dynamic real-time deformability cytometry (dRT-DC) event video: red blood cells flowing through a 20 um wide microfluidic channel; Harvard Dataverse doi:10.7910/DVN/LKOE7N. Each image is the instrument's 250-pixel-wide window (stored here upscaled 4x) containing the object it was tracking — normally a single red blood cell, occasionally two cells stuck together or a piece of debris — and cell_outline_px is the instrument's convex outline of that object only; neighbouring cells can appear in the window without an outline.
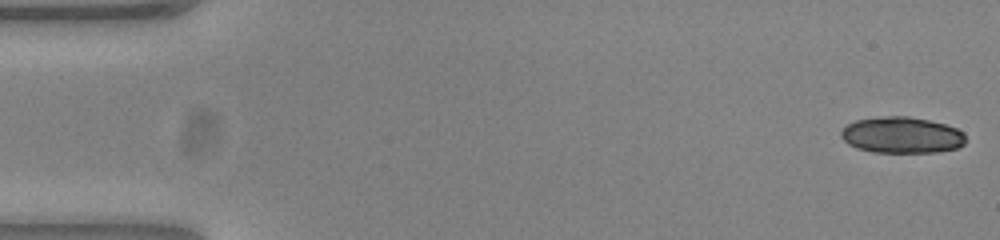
{"species": "common noctule bat (a hibernating species)", "species_latin": "Nyctalus noctula", "temperature_condition": "warm", "stored_images_in_passage": 53, "camera_frame_rate_fps": 3000, "um_per_image_px": 0.085, "animal": {"sex": "female", "body_mass_g": 23.0, "forearm_length_mm": 53.4}, "frame": {"image": 1, "passage_image": 1, "time_ms": 0.0, "image_size_px": [1000, 240], "cell_outline_px": [[964, 144], [956, 148], [936, 152], [872, 152], [856, 148], [848, 144], [840, 136], [840, 132], [848, 124], [856, 120], [888, 116], [908, 116], [928, 120], [944, 124], [956, 128], [964, 132]], "centroid_in_image_um": [76.63, 11.48], "position_along_channel_um": 8.4, "area_um2": 26.18}}
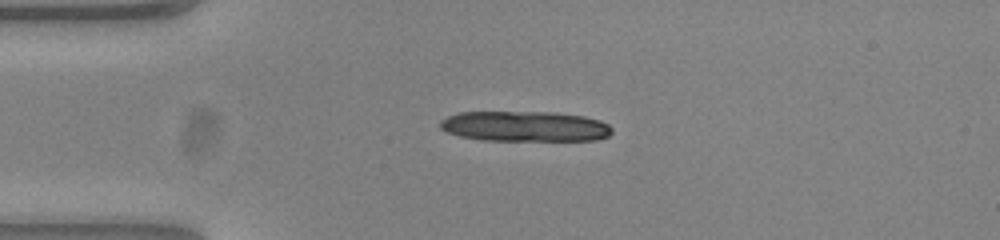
{"frame": {"image": 2, "passage_image": 12, "time_ms": 3.667, "image_size_px": [1000, 240], "cell_outline_px": [[612, 132], [608, 136], [596, 140], [484, 140], [460, 136], [448, 132], [440, 128], [440, 120], [448, 116], [460, 112], [552, 112], [584, 116], [600, 120], [608, 124], [612, 128]], "centroid_in_image_um": [44.63, 10.73], "position_along_channel_um": 40.4, "area_um2": 30.35}}
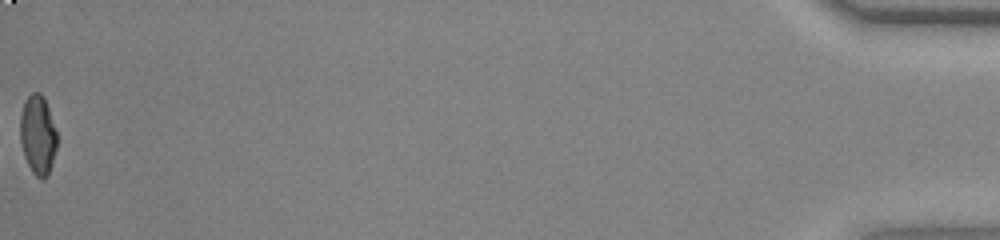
{"frame": {"image": 3, "passage_image": 53, "time_ms": 17.333, "image_size_px": [1000, 240], "cell_outline_px": [[56, 148], [48, 176], [44, 180], [36, 176], [32, 172], [24, 156], [20, 140], [20, 116], [24, 100], [32, 92], [40, 92], [44, 96], [56, 132]], "centroid_in_image_um": [3.2, 11.46], "position_along_channel_um": 432.0, "area_um2": 16.99}, "authors_computed_cell_mechanics": {"area_um2": 17.9758, "velocity_mm_per_s": 3.877, "shape_relaxation_time_tau1_ms": 10.9087, "shape_relaxation_time_tau2_ms": 1.1488, "deformation_change_tau1": 0.3144, "deformation_change_tau2": 0.0645}}